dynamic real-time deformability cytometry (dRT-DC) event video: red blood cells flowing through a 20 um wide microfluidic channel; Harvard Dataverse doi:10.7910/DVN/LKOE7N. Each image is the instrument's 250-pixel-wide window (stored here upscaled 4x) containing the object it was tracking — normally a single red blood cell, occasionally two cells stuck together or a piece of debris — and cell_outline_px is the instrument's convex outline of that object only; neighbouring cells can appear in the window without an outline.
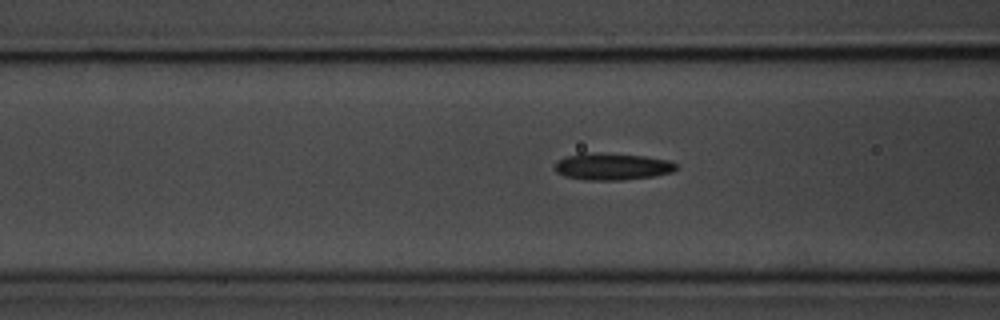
{"species": "common noctule bat (a hibernating species)", "species_latin": "Nyctalus noctula", "temperature_condition": "room temperature", "stored_images_in_passage": 40, "camera_frame_rate_fps": 3000, "um_per_image_px": 0.085, "animal": {"sex": "male", "body_mass_g": 20.1, "forearm_length_mm": 53.5}, "frame": {"image": 1, "passage_image": 10, "time_ms": 3.0, "image_size_px": [1000, 320], "cell_outline_px": [[676, 168], [672, 172], [652, 176], [620, 180], [588, 180], [564, 176], [556, 172], [552, 168], [556, 160], [580, 152], [596, 152], [644, 156], [672, 160], [676, 164]], "centroid_in_image_um": [51.98, 14.14], "position_along_channel_um": 114.6, "area_um2": 19.25}}
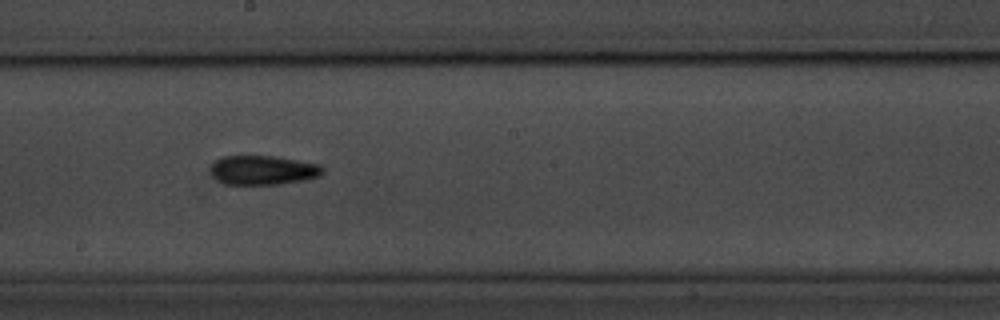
{"frame": {"image": 2, "passage_image": 19, "time_ms": 6.0, "image_size_px": [1000, 320], "cell_outline_px": [[324, 172], [320, 176], [304, 180], [280, 184], [224, 184], [212, 172], [212, 164], [216, 160], [224, 156], [272, 156], [320, 164], [324, 168]], "centroid_in_image_um": [22.42, 14.46], "position_along_channel_um": 225.8, "area_um2": 18.84}}
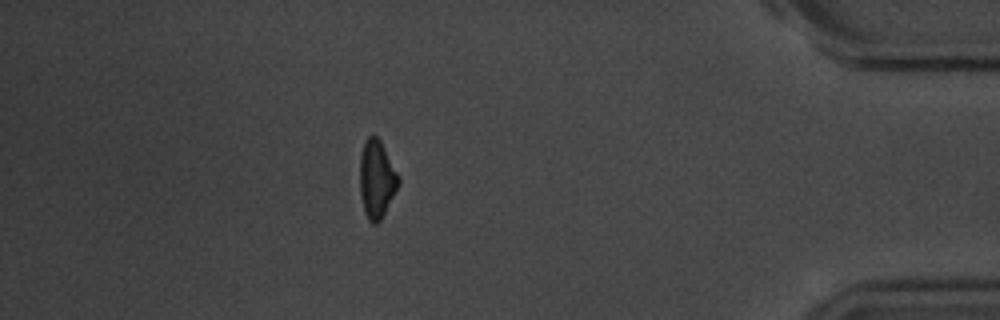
{"frame": {"image": 3, "passage_image": 37, "time_ms": 12.0, "image_size_px": [1000, 320], "cell_outline_px": [[400, 184], [380, 220], [376, 224], [372, 224], [368, 220], [364, 208], [360, 192], [360, 156], [364, 144], [368, 136], [372, 132], [380, 140], [400, 176]], "centroid_in_image_um": [32.03, 15.2], "position_along_channel_um": 403.2, "area_um2": 17.51}, "authors_computed_cell_mechanics": {"area_um2": 18.0625, "velocity_mm_per_s": 3.7097, "shape_relaxation_time_tau1_ms": 5.441, "shape_relaxation_time_tau2_ms": null, "deformation_change_tau1": 0.1475, "deformation_change_tau2": null}}